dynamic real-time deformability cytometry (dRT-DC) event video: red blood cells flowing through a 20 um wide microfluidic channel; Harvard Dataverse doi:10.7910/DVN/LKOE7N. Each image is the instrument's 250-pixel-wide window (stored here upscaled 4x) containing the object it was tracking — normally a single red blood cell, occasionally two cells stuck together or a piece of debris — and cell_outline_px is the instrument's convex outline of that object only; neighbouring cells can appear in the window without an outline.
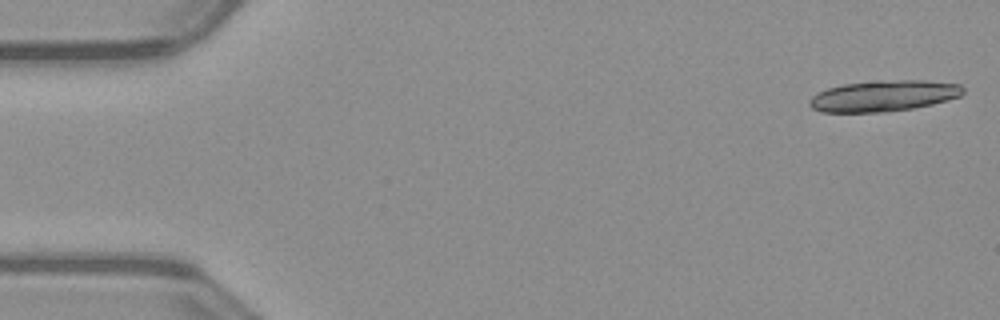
{"species": "common noctule bat (a hibernating species)", "species_latin": "Nyctalus noctula", "temperature_condition": "warm", "stored_images_in_passage": 17, "camera_frame_rate_fps": 3000, "um_per_image_px": 0.085, "animal": {"sex": "male", "body_mass_g": 23.1, "forearm_length_mm": 52.7}, "frame": {"image": 1, "passage_image": 1, "time_ms": 0.0, "image_size_px": [1000, 320], "cell_outline_px": [[964, 92], [960, 96], [948, 100], [932, 104], [912, 108], [884, 112], [820, 112], [812, 108], [808, 104], [808, 100], [812, 96], [828, 88], [844, 84], [876, 80], [924, 80], [960, 84], [964, 88]], "centroid_in_image_um": [75.11, 8.14], "position_along_channel_um": 9.9, "area_um2": 27.86}}